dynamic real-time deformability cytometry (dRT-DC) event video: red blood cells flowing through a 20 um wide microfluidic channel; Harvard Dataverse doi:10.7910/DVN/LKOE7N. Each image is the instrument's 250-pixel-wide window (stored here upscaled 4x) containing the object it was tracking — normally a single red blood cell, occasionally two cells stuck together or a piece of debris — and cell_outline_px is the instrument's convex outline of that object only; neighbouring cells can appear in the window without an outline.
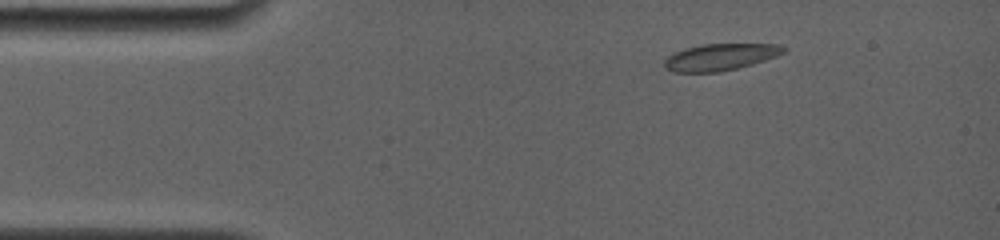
{"species": "common noctule bat (a hibernating species)", "species_latin": "Nyctalus noctula", "temperature_condition": "room temperature", "stored_images_in_passage": 6, "camera_frame_rate_fps": 4000, "um_per_image_px": 0.085, "animal": {"sex": "female", "body_mass_g": 19.0, "forearm_length_mm": 56.7}, "frame": {"image": 1, "passage_image": 1, "time_ms": 0.0, "image_size_px": [1000, 240], "cell_outline_px": [[788, 52], [752, 64], [720, 72], [672, 72], [664, 68], [664, 60], [668, 56], [684, 48], [704, 44], [780, 44], [788, 48]], "centroid_in_image_um": [61.25, 4.84], "position_along_channel_um": 23.8, "area_um2": 18.67}}
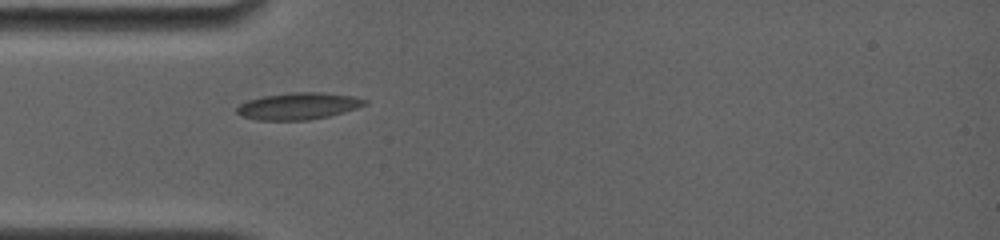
{"frame": {"image": 2, "passage_image": 5, "time_ms": 2.5, "image_size_px": [1000, 240], "cell_outline_px": [[368, 104], [344, 112], [328, 116], [308, 120], [256, 120], [240, 116], [236, 112], [236, 108], [240, 104], [248, 100], [260, 96], [288, 92], [320, 92], [352, 96], [368, 100]], "centroid_in_image_um": [25.33, 9.01], "position_along_channel_um": 59.7, "area_um2": 20.17}}